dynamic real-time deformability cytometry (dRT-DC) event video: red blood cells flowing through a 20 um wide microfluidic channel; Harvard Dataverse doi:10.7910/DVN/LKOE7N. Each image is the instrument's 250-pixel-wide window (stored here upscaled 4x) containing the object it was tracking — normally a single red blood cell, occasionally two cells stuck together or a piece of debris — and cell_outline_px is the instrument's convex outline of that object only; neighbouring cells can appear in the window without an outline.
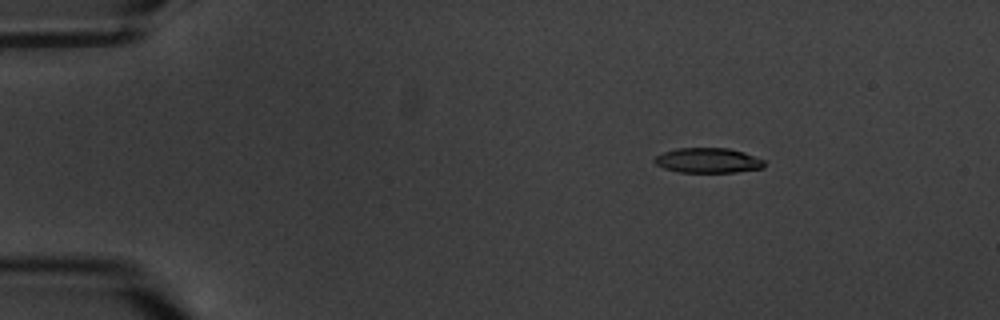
{"species": "common noctule bat (a hibernating species)", "species_latin": "Nyctalus noctula", "temperature_condition": "warm", "stored_images_in_passage": 6, "camera_frame_rate_fps": 3000, "um_per_image_px": 0.085, "animal": {"sex": "male", "body_mass_g": 20.1, "forearm_length_mm": 53.5}, "frame": {"image": 1, "passage_image": 3, "time_ms": 2.333, "image_size_px": [1000, 320], "cell_outline_px": [[764, 168], [736, 172], [680, 172], [664, 168], [656, 164], [652, 160], [656, 156], [664, 152], [676, 148], [728, 148], [744, 152], [764, 160]], "centroid_in_image_um": [60.18, 13.63], "position_along_channel_um": 24.8, "area_um2": 15.95}}
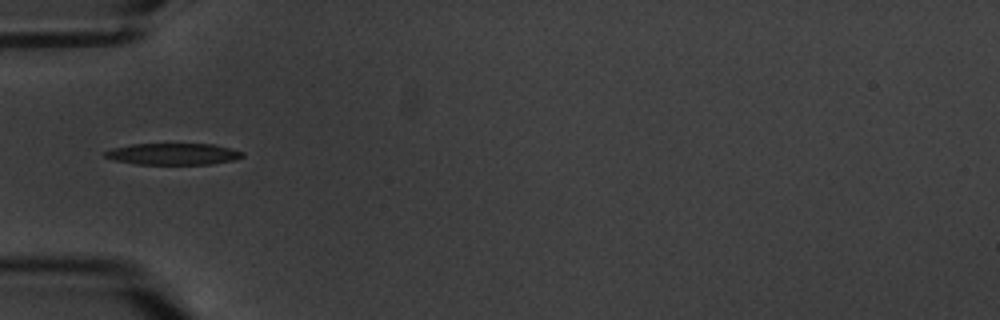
{"frame": {"image": 2, "passage_image": 6, "time_ms": 6.0, "image_size_px": [1000, 320], "cell_outline_px": [[244, 156], [232, 160], [212, 164], [136, 164], [112, 160], [104, 156], [104, 152], [112, 148], [128, 144], [212, 144], [244, 152]], "centroid_in_image_um": [14.66, 13.09], "position_along_channel_um": 70.3, "area_um2": 17.22}}